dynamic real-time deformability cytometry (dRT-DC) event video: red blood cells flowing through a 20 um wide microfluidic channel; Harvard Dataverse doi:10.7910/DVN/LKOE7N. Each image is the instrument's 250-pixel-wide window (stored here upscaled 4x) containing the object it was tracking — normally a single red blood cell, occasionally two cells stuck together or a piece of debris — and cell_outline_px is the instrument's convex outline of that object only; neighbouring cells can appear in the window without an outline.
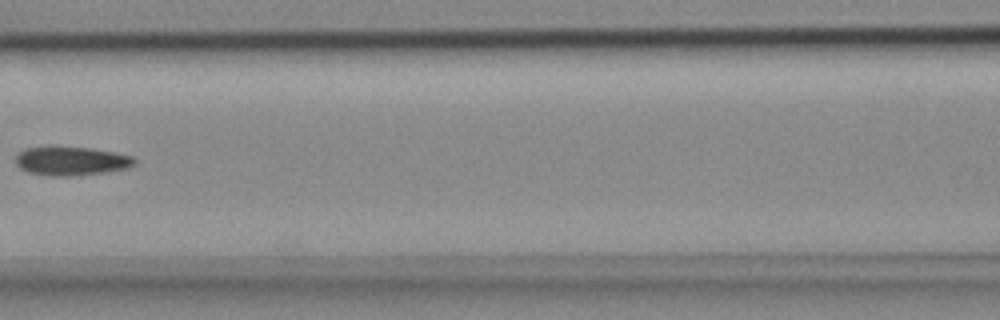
{"species": "common noctule bat (a hibernating species)", "species_latin": "Nyctalus noctula", "temperature_condition": "cold", "stored_images_in_passage": 4, "camera_frame_rate_fps": 3000, "um_per_image_px": 0.085, "animal": {"sex": "female", "body_mass_g": 18.4}, "frame": {"image": 1, "passage_image": 4, "time_ms": 1.0, "image_size_px": [1000, 320], "cell_outline_px": [[136, 164], [128, 168], [104, 172], [68, 176], [48, 176], [28, 172], [20, 168], [16, 164], [16, 156], [24, 148], [48, 144], [52, 144], [92, 148], [116, 152], [132, 156], [136, 160]], "centroid_in_image_um": [6.02, 13.64], "position_along_channel_um": 160.6, "area_um2": 20.69}}